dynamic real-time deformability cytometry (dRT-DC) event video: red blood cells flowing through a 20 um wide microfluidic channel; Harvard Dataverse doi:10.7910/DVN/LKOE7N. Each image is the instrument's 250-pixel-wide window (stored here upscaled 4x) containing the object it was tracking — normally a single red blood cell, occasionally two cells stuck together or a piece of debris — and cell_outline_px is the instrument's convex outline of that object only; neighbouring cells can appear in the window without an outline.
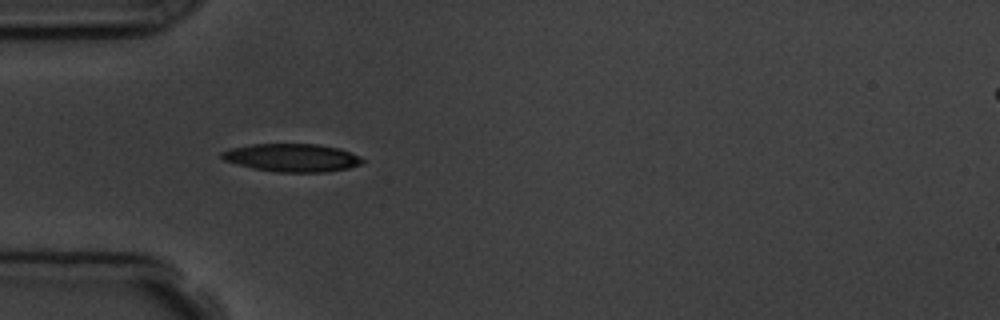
{"species": "common noctule bat (a hibernating species)", "species_latin": "Nyctalus noctula", "temperature_condition": "room temperature", "stored_images_in_passage": 5, "camera_frame_rate_fps": 3000, "um_per_image_px": 0.085, "animal": {"sex": "male", "body_mass_g": 19.5, "forearm_length_mm": 54.6}, "frame": {"image": 1, "passage_image": 4, "time_ms": 3.667, "image_size_px": [1000, 320], "cell_outline_px": [[364, 160], [360, 164], [348, 168], [324, 172], [276, 172], [252, 168], [224, 160], [220, 156], [220, 152], [232, 148], [252, 144], [316, 144], [340, 148], [360, 156]], "centroid_in_image_um": [24.82, 13.4], "position_along_channel_um": 60.2, "area_um2": 22.89}}